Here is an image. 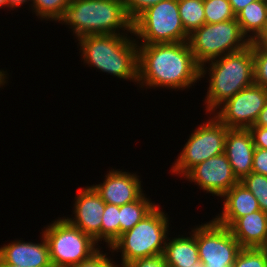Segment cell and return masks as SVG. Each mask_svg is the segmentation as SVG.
<instances>
[{
	"label": "cell",
	"instance_id": "23",
	"mask_svg": "<svg viewBox=\"0 0 267 267\" xmlns=\"http://www.w3.org/2000/svg\"><path fill=\"white\" fill-rule=\"evenodd\" d=\"M119 220V206L106 203L102 215L101 241L103 239L109 247L120 236Z\"/></svg>",
	"mask_w": 267,
	"mask_h": 267
},
{
	"label": "cell",
	"instance_id": "33",
	"mask_svg": "<svg viewBox=\"0 0 267 267\" xmlns=\"http://www.w3.org/2000/svg\"><path fill=\"white\" fill-rule=\"evenodd\" d=\"M102 252L98 250L89 259L69 267H98L107 258L106 253L103 254Z\"/></svg>",
	"mask_w": 267,
	"mask_h": 267
},
{
	"label": "cell",
	"instance_id": "7",
	"mask_svg": "<svg viewBox=\"0 0 267 267\" xmlns=\"http://www.w3.org/2000/svg\"><path fill=\"white\" fill-rule=\"evenodd\" d=\"M133 35L141 44L188 41L179 15L178 0H163L147 8L133 21Z\"/></svg>",
	"mask_w": 267,
	"mask_h": 267
},
{
	"label": "cell",
	"instance_id": "16",
	"mask_svg": "<svg viewBox=\"0 0 267 267\" xmlns=\"http://www.w3.org/2000/svg\"><path fill=\"white\" fill-rule=\"evenodd\" d=\"M42 243L14 241L0 247V259L22 267H53L49 247L42 234Z\"/></svg>",
	"mask_w": 267,
	"mask_h": 267
},
{
	"label": "cell",
	"instance_id": "28",
	"mask_svg": "<svg viewBox=\"0 0 267 267\" xmlns=\"http://www.w3.org/2000/svg\"><path fill=\"white\" fill-rule=\"evenodd\" d=\"M232 267H267V249L241 248Z\"/></svg>",
	"mask_w": 267,
	"mask_h": 267
},
{
	"label": "cell",
	"instance_id": "3",
	"mask_svg": "<svg viewBox=\"0 0 267 267\" xmlns=\"http://www.w3.org/2000/svg\"><path fill=\"white\" fill-rule=\"evenodd\" d=\"M70 25L78 37L99 34L133 33V21L128 17L122 0H70L58 20Z\"/></svg>",
	"mask_w": 267,
	"mask_h": 267
},
{
	"label": "cell",
	"instance_id": "24",
	"mask_svg": "<svg viewBox=\"0 0 267 267\" xmlns=\"http://www.w3.org/2000/svg\"><path fill=\"white\" fill-rule=\"evenodd\" d=\"M204 13L208 24L235 19L229 0H204Z\"/></svg>",
	"mask_w": 267,
	"mask_h": 267
},
{
	"label": "cell",
	"instance_id": "29",
	"mask_svg": "<svg viewBox=\"0 0 267 267\" xmlns=\"http://www.w3.org/2000/svg\"><path fill=\"white\" fill-rule=\"evenodd\" d=\"M163 0H122L128 17L134 21L147 8Z\"/></svg>",
	"mask_w": 267,
	"mask_h": 267
},
{
	"label": "cell",
	"instance_id": "37",
	"mask_svg": "<svg viewBox=\"0 0 267 267\" xmlns=\"http://www.w3.org/2000/svg\"><path fill=\"white\" fill-rule=\"evenodd\" d=\"M107 257L98 267H119L120 265H115V262H113V260L111 261V259ZM120 267H125L123 266V264H121Z\"/></svg>",
	"mask_w": 267,
	"mask_h": 267
},
{
	"label": "cell",
	"instance_id": "20",
	"mask_svg": "<svg viewBox=\"0 0 267 267\" xmlns=\"http://www.w3.org/2000/svg\"><path fill=\"white\" fill-rule=\"evenodd\" d=\"M235 19L246 39L257 41L267 28V0H256L246 5L235 15ZM250 32L252 35H248Z\"/></svg>",
	"mask_w": 267,
	"mask_h": 267
},
{
	"label": "cell",
	"instance_id": "5",
	"mask_svg": "<svg viewBox=\"0 0 267 267\" xmlns=\"http://www.w3.org/2000/svg\"><path fill=\"white\" fill-rule=\"evenodd\" d=\"M168 221V217L157 205L132 229L122 233L109 249H112V252L120 250L123 266L139 258L163 254L168 234Z\"/></svg>",
	"mask_w": 267,
	"mask_h": 267
},
{
	"label": "cell",
	"instance_id": "27",
	"mask_svg": "<svg viewBox=\"0 0 267 267\" xmlns=\"http://www.w3.org/2000/svg\"><path fill=\"white\" fill-rule=\"evenodd\" d=\"M254 58V84L267 89V47L258 40L252 42Z\"/></svg>",
	"mask_w": 267,
	"mask_h": 267
},
{
	"label": "cell",
	"instance_id": "41",
	"mask_svg": "<svg viewBox=\"0 0 267 267\" xmlns=\"http://www.w3.org/2000/svg\"><path fill=\"white\" fill-rule=\"evenodd\" d=\"M8 7L7 0H0V7Z\"/></svg>",
	"mask_w": 267,
	"mask_h": 267
},
{
	"label": "cell",
	"instance_id": "8",
	"mask_svg": "<svg viewBox=\"0 0 267 267\" xmlns=\"http://www.w3.org/2000/svg\"><path fill=\"white\" fill-rule=\"evenodd\" d=\"M53 267H69L94 255L99 248L88 234L70 224L66 218H58L43 231Z\"/></svg>",
	"mask_w": 267,
	"mask_h": 267
},
{
	"label": "cell",
	"instance_id": "4",
	"mask_svg": "<svg viewBox=\"0 0 267 267\" xmlns=\"http://www.w3.org/2000/svg\"><path fill=\"white\" fill-rule=\"evenodd\" d=\"M207 63L210 65V85L205 104L206 111L210 114L239 91L254 84L252 42L241 51L226 54Z\"/></svg>",
	"mask_w": 267,
	"mask_h": 267
},
{
	"label": "cell",
	"instance_id": "34",
	"mask_svg": "<svg viewBox=\"0 0 267 267\" xmlns=\"http://www.w3.org/2000/svg\"><path fill=\"white\" fill-rule=\"evenodd\" d=\"M256 0H229L233 13L236 15L241 11L246 5L254 2Z\"/></svg>",
	"mask_w": 267,
	"mask_h": 267
},
{
	"label": "cell",
	"instance_id": "31",
	"mask_svg": "<svg viewBox=\"0 0 267 267\" xmlns=\"http://www.w3.org/2000/svg\"><path fill=\"white\" fill-rule=\"evenodd\" d=\"M252 172L267 176V149L255 148Z\"/></svg>",
	"mask_w": 267,
	"mask_h": 267
},
{
	"label": "cell",
	"instance_id": "22",
	"mask_svg": "<svg viewBox=\"0 0 267 267\" xmlns=\"http://www.w3.org/2000/svg\"><path fill=\"white\" fill-rule=\"evenodd\" d=\"M178 7L182 24L188 35L205 24L204 0H178Z\"/></svg>",
	"mask_w": 267,
	"mask_h": 267
},
{
	"label": "cell",
	"instance_id": "25",
	"mask_svg": "<svg viewBox=\"0 0 267 267\" xmlns=\"http://www.w3.org/2000/svg\"><path fill=\"white\" fill-rule=\"evenodd\" d=\"M31 4L36 16L46 20H59L70 0H33Z\"/></svg>",
	"mask_w": 267,
	"mask_h": 267
},
{
	"label": "cell",
	"instance_id": "39",
	"mask_svg": "<svg viewBox=\"0 0 267 267\" xmlns=\"http://www.w3.org/2000/svg\"><path fill=\"white\" fill-rule=\"evenodd\" d=\"M6 73V71L4 72L3 70H0V87H1V85H5V82H6V75L7 74H5Z\"/></svg>",
	"mask_w": 267,
	"mask_h": 267
},
{
	"label": "cell",
	"instance_id": "17",
	"mask_svg": "<svg viewBox=\"0 0 267 267\" xmlns=\"http://www.w3.org/2000/svg\"><path fill=\"white\" fill-rule=\"evenodd\" d=\"M229 230L242 248H267V213L261 209L238 218Z\"/></svg>",
	"mask_w": 267,
	"mask_h": 267
},
{
	"label": "cell",
	"instance_id": "30",
	"mask_svg": "<svg viewBox=\"0 0 267 267\" xmlns=\"http://www.w3.org/2000/svg\"><path fill=\"white\" fill-rule=\"evenodd\" d=\"M125 267H168L163 254L133 260Z\"/></svg>",
	"mask_w": 267,
	"mask_h": 267
},
{
	"label": "cell",
	"instance_id": "42",
	"mask_svg": "<svg viewBox=\"0 0 267 267\" xmlns=\"http://www.w3.org/2000/svg\"><path fill=\"white\" fill-rule=\"evenodd\" d=\"M190 267H203V265L200 263V264L191 265Z\"/></svg>",
	"mask_w": 267,
	"mask_h": 267
},
{
	"label": "cell",
	"instance_id": "36",
	"mask_svg": "<svg viewBox=\"0 0 267 267\" xmlns=\"http://www.w3.org/2000/svg\"><path fill=\"white\" fill-rule=\"evenodd\" d=\"M27 1H33V0H7V4L9 8H16L18 6H21L22 4H24Z\"/></svg>",
	"mask_w": 267,
	"mask_h": 267
},
{
	"label": "cell",
	"instance_id": "35",
	"mask_svg": "<svg viewBox=\"0 0 267 267\" xmlns=\"http://www.w3.org/2000/svg\"><path fill=\"white\" fill-rule=\"evenodd\" d=\"M253 126H260L267 128V102L265 104V107L261 110L258 119L256 120Z\"/></svg>",
	"mask_w": 267,
	"mask_h": 267
},
{
	"label": "cell",
	"instance_id": "14",
	"mask_svg": "<svg viewBox=\"0 0 267 267\" xmlns=\"http://www.w3.org/2000/svg\"><path fill=\"white\" fill-rule=\"evenodd\" d=\"M105 177L103 183L92 186L105 203L122 206L144 194L141 181L134 173L111 169Z\"/></svg>",
	"mask_w": 267,
	"mask_h": 267
},
{
	"label": "cell",
	"instance_id": "15",
	"mask_svg": "<svg viewBox=\"0 0 267 267\" xmlns=\"http://www.w3.org/2000/svg\"><path fill=\"white\" fill-rule=\"evenodd\" d=\"M254 150L249 129H228L224 153L239 181L252 172Z\"/></svg>",
	"mask_w": 267,
	"mask_h": 267
},
{
	"label": "cell",
	"instance_id": "26",
	"mask_svg": "<svg viewBox=\"0 0 267 267\" xmlns=\"http://www.w3.org/2000/svg\"><path fill=\"white\" fill-rule=\"evenodd\" d=\"M240 183L256 197L259 208L267 213V176L251 172Z\"/></svg>",
	"mask_w": 267,
	"mask_h": 267
},
{
	"label": "cell",
	"instance_id": "32",
	"mask_svg": "<svg viewBox=\"0 0 267 267\" xmlns=\"http://www.w3.org/2000/svg\"><path fill=\"white\" fill-rule=\"evenodd\" d=\"M249 131L252 135L255 148L267 149V128L251 126Z\"/></svg>",
	"mask_w": 267,
	"mask_h": 267
},
{
	"label": "cell",
	"instance_id": "38",
	"mask_svg": "<svg viewBox=\"0 0 267 267\" xmlns=\"http://www.w3.org/2000/svg\"><path fill=\"white\" fill-rule=\"evenodd\" d=\"M258 41L263 45L267 47V28L264 34L258 39Z\"/></svg>",
	"mask_w": 267,
	"mask_h": 267
},
{
	"label": "cell",
	"instance_id": "11",
	"mask_svg": "<svg viewBox=\"0 0 267 267\" xmlns=\"http://www.w3.org/2000/svg\"><path fill=\"white\" fill-rule=\"evenodd\" d=\"M266 102L267 89L253 84L225 101L214 116L229 129H249L255 124Z\"/></svg>",
	"mask_w": 267,
	"mask_h": 267
},
{
	"label": "cell",
	"instance_id": "6",
	"mask_svg": "<svg viewBox=\"0 0 267 267\" xmlns=\"http://www.w3.org/2000/svg\"><path fill=\"white\" fill-rule=\"evenodd\" d=\"M245 38L236 19L213 24L205 23L194 30L187 42L196 62L200 65V78L207 72L204 68L206 62L249 46L250 41Z\"/></svg>",
	"mask_w": 267,
	"mask_h": 267
},
{
	"label": "cell",
	"instance_id": "1",
	"mask_svg": "<svg viewBox=\"0 0 267 267\" xmlns=\"http://www.w3.org/2000/svg\"><path fill=\"white\" fill-rule=\"evenodd\" d=\"M200 80V65L187 41L138 45V83L150 87L189 88Z\"/></svg>",
	"mask_w": 267,
	"mask_h": 267
},
{
	"label": "cell",
	"instance_id": "10",
	"mask_svg": "<svg viewBox=\"0 0 267 267\" xmlns=\"http://www.w3.org/2000/svg\"><path fill=\"white\" fill-rule=\"evenodd\" d=\"M194 229L200 263L207 267H232L241 250L228 227L214 220Z\"/></svg>",
	"mask_w": 267,
	"mask_h": 267
},
{
	"label": "cell",
	"instance_id": "21",
	"mask_svg": "<svg viewBox=\"0 0 267 267\" xmlns=\"http://www.w3.org/2000/svg\"><path fill=\"white\" fill-rule=\"evenodd\" d=\"M157 205L143 194L134 202L119 206L120 235L132 229L139 221L149 214Z\"/></svg>",
	"mask_w": 267,
	"mask_h": 267
},
{
	"label": "cell",
	"instance_id": "18",
	"mask_svg": "<svg viewBox=\"0 0 267 267\" xmlns=\"http://www.w3.org/2000/svg\"><path fill=\"white\" fill-rule=\"evenodd\" d=\"M222 198H224L223 211L213 220L228 228L238 218L260 210L256 197L240 182L227 191Z\"/></svg>",
	"mask_w": 267,
	"mask_h": 267
},
{
	"label": "cell",
	"instance_id": "2",
	"mask_svg": "<svg viewBox=\"0 0 267 267\" xmlns=\"http://www.w3.org/2000/svg\"><path fill=\"white\" fill-rule=\"evenodd\" d=\"M125 32L86 35L78 39L84 63L138 84V45ZM123 34V35H122Z\"/></svg>",
	"mask_w": 267,
	"mask_h": 267
},
{
	"label": "cell",
	"instance_id": "12",
	"mask_svg": "<svg viewBox=\"0 0 267 267\" xmlns=\"http://www.w3.org/2000/svg\"><path fill=\"white\" fill-rule=\"evenodd\" d=\"M184 176V178L195 182L203 191L219 197H222L234 185L240 182L234 175L225 153L197 164Z\"/></svg>",
	"mask_w": 267,
	"mask_h": 267
},
{
	"label": "cell",
	"instance_id": "40",
	"mask_svg": "<svg viewBox=\"0 0 267 267\" xmlns=\"http://www.w3.org/2000/svg\"><path fill=\"white\" fill-rule=\"evenodd\" d=\"M0 267H22V266H16V265L7 264V263H4V262L0 259Z\"/></svg>",
	"mask_w": 267,
	"mask_h": 267
},
{
	"label": "cell",
	"instance_id": "9",
	"mask_svg": "<svg viewBox=\"0 0 267 267\" xmlns=\"http://www.w3.org/2000/svg\"><path fill=\"white\" fill-rule=\"evenodd\" d=\"M228 127L215 116L196 128L172 165L171 171L184 176L191 168L224 153Z\"/></svg>",
	"mask_w": 267,
	"mask_h": 267
},
{
	"label": "cell",
	"instance_id": "13",
	"mask_svg": "<svg viewBox=\"0 0 267 267\" xmlns=\"http://www.w3.org/2000/svg\"><path fill=\"white\" fill-rule=\"evenodd\" d=\"M105 202L92 186L79 189L74 204V219L67 221L82 232L90 235L98 244L101 240L102 215Z\"/></svg>",
	"mask_w": 267,
	"mask_h": 267
},
{
	"label": "cell",
	"instance_id": "19",
	"mask_svg": "<svg viewBox=\"0 0 267 267\" xmlns=\"http://www.w3.org/2000/svg\"><path fill=\"white\" fill-rule=\"evenodd\" d=\"M190 237H179L168 241L164 248L163 256L168 267H190L200 264L198 247L194 230Z\"/></svg>",
	"mask_w": 267,
	"mask_h": 267
}]
</instances>
